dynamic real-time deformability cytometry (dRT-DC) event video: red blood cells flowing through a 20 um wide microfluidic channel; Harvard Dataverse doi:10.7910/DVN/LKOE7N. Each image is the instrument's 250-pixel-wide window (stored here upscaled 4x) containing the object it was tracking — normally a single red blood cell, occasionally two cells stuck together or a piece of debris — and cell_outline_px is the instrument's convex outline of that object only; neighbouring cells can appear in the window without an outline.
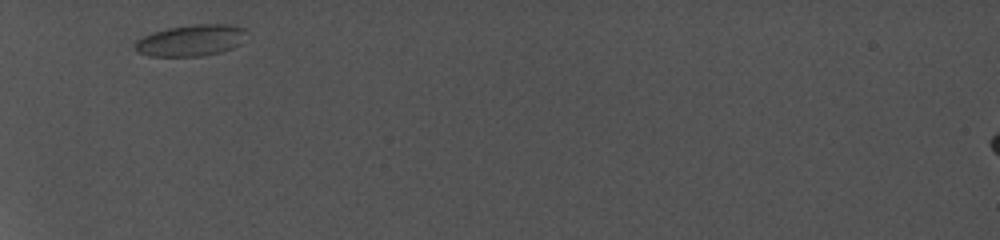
{"species": "common noctule bat (a hibernating species)", "species_latin": "Nyctalus noctula", "temperature_condition": "cold", "stored_images_in_passage": 7, "camera_frame_rate_fps": 5000, "um_per_image_px": 0.085, "animal": {"sex": "female", "body_mass_g": 19.0, "forearm_length_mm": 56.7}, "frame": {"image": 1, "passage_image": 1, "time_ms": 0.0, "image_size_px": [1000, 240], "cell_outline_px": [[248, 32], [240, 44], [232, 48], [220, 52], [204, 56], [152, 56], [136, 52], [132, 48], [132, 44], [136, 40], [152, 32], [168, 28], [192, 24], [228, 24], [244, 28]], "centroid_in_image_um": [16.2, 3.43], "position_along_channel_um": 68.8, "area_um2": 20.69}}